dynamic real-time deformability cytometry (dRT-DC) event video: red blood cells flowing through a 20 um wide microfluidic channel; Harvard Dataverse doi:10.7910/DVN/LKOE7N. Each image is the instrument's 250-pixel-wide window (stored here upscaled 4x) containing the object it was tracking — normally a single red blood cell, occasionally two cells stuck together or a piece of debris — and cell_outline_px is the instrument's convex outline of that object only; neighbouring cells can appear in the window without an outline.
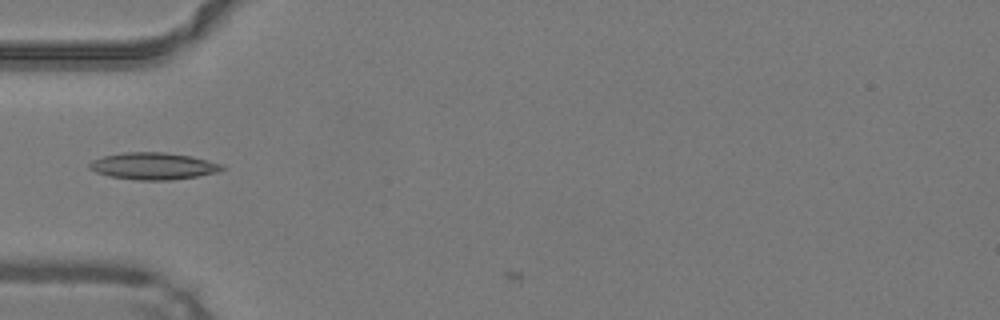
{"species": "common noctule bat (a hibernating species)", "species_latin": "Nyctalus noctula", "temperature_condition": "warm", "stored_images_in_passage": 4, "camera_frame_rate_fps": 3000, "um_per_image_px": 0.085, "animal": {"sex": "male", "body_mass_g": 19.2, "forearm_length_mm": 51.8}, "frame": {"image": 1, "passage_image": 2, "time_ms": 0.333, "image_size_px": [1000, 320], "cell_outline_px": [[224, 168], [216, 172], [196, 176], [172, 180], [136, 180], [108, 176], [96, 172], [88, 168], [88, 164], [92, 160], [104, 156], [124, 152], [164, 152], [192, 156], [224, 164]], "centroid_in_image_um": [13.01, 14.11], "position_along_channel_um": 72.0, "area_um2": 20.87}}